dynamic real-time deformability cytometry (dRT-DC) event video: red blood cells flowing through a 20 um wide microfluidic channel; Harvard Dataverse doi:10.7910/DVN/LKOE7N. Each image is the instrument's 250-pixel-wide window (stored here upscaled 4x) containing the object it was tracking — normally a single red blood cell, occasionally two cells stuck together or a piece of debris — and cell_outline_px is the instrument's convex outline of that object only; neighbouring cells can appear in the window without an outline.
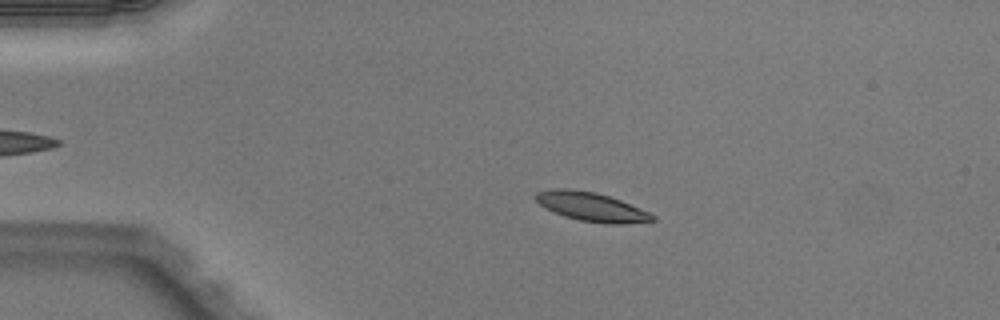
{"species": "Egyptian fruit bat (a non-hibernating species)", "species_latin": "Rousettus aegyptiacus", "temperature_condition": "warm", "stored_images_in_passage": 41, "camera_frame_rate_fps": 3000, "um_per_image_px": 0.085, "animal": {"sex": "male"}, "frame": {"image": 1, "passage_image": 8, "time_ms": 2.333, "image_size_px": [1000, 320], "cell_outline_px": [[656, 220], [624, 224], [604, 224], [580, 220], [564, 216], [540, 204], [532, 196], [536, 192], [552, 188], [568, 188], [596, 192], [620, 200], [648, 212], [656, 216]], "centroid_in_image_um": [50.26, 17.57], "position_along_channel_um": 34.7, "area_um2": 19.59}}
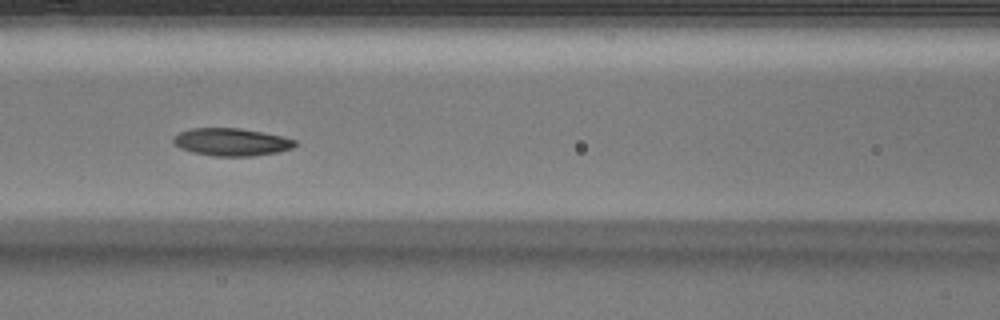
{"frame": {"image": 2, "passage_image": 20, "time_ms": 6.333, "image_size_px": [1000, 320], "cell_outline_px": [[296, 144], [292, 148], [280, 152], [252, 156], [212, 156], [192, 152], [180, 148], [172, 144], [172, 136], [180, 132], [192, 128], [240, 128], [284, 136], [296, 140]], "centroid_in_image_um": [19.65, 12.07], "position_along_channel_um": 146.9, "area_um2": 19.83}}
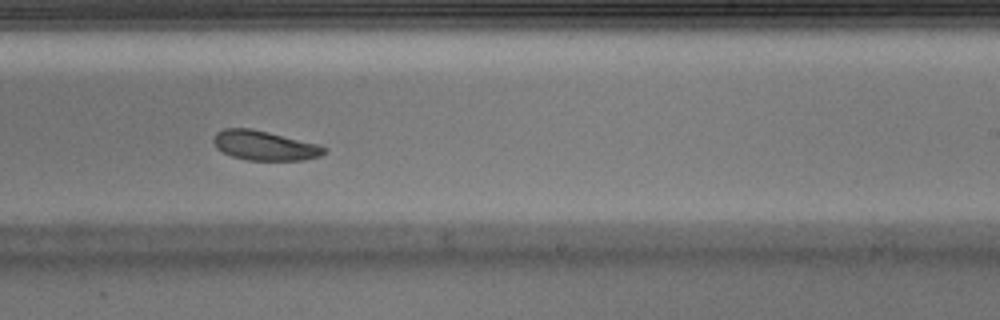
{"frame": {"image": 3, "passage_image": 29, "time_ms": 9.333, "image_size_px": [1000, 320], "cell_outline_px": [[328, 152], [320, 156], [304, 160], [248, 160], [232, 156], [216, 148], [212, 140], [216, 132], [224, 128], [252, 128], [320, 144], [328, 148]], "centroid_in_image_um": [22.52, 12.36], "position_along_channel_um": 266.5, "area_um2": 19.31}, "authors_computed_cell_mechanics": {"area_um2": 19.5942, "velocity_mm_per_s": 3.9954, "shape_relaxation_time_tau1_ms": 2.5908, "shape_relaxation_time_tau2_ms": null, "deformation_change_tau1": 0.0776, "deformation_change_tau2": null}}